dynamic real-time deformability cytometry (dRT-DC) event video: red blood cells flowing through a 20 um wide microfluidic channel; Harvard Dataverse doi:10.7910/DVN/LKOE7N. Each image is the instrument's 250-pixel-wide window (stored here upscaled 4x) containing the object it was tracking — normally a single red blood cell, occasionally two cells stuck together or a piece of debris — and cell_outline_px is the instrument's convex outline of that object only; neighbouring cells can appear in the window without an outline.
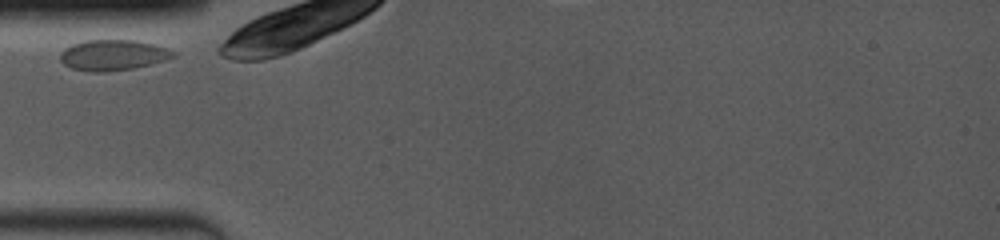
{"species": "common noctule bat (a hibernating species)", "species_latin": "Nyctalus noctula", "temperature_condition": "room temperature", "stored_images_in_passage": 35, "camera_frame_rate_fps": 4000, "um_per_image_px": 0.085, "animal": {"sex": "female", "body_mass_g": 19.0, "forearm_length_mm": 53.3}, "frame": {"image": 1, "passage_image": 1, "time_ms": 0.0, "image_size_px": [1000, 240], "cell_outline_px": [[176, 56], [152, 64], [132, 68], [100, 72], [92, 72], [72, 68], [64, 64], [60, 60], [60, 52], [64, 48], [72, 44], [84, 40], [132, 40], [152, 44], [176, 52]], "centroid_in_image_um": [9.56, 4.68], "position_along_channel_um": 75.4, "area_um2": 20.0}}
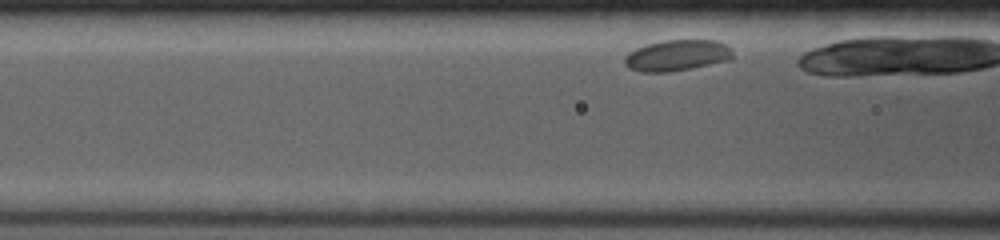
{"frame": {"image": 2, "passage_image": 6, "time_ms": 1.0, "image_size_px": [1000, 240], "cell_outline_px": [[732, 60], [672, 72], [640, 72], [628, 68], [624, 64], [624, 56], [628, 52], [636, 48], [660, 40], [716, 40], [728, 44], [732, 48]], "centroid_in_image_um": [57.56, 4.71], "position_along_channel_um": 109.0, "area_um2": 20.0}}
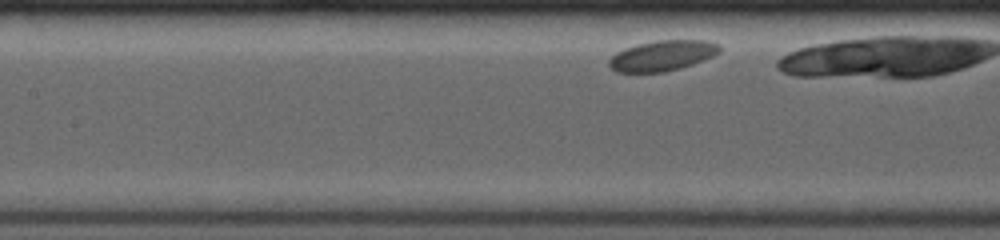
{"frame": {"image": 3, "passage_image": 13, "time_ms": 2.25, "image_size_px": [1000, 240], "cell_outline_px": [[720, 52], [704, 60], [680, 68], [664, 72], [616, 72], [608, 64], [608, 60], [616, 52], [624, 48], [636, 44], [656, 40], [708, 40], [720, 44]], "centroid_in_image_um": [56.3, 4.72], "position_along_channel_um": 151.1, "area_um2": 19.71}}